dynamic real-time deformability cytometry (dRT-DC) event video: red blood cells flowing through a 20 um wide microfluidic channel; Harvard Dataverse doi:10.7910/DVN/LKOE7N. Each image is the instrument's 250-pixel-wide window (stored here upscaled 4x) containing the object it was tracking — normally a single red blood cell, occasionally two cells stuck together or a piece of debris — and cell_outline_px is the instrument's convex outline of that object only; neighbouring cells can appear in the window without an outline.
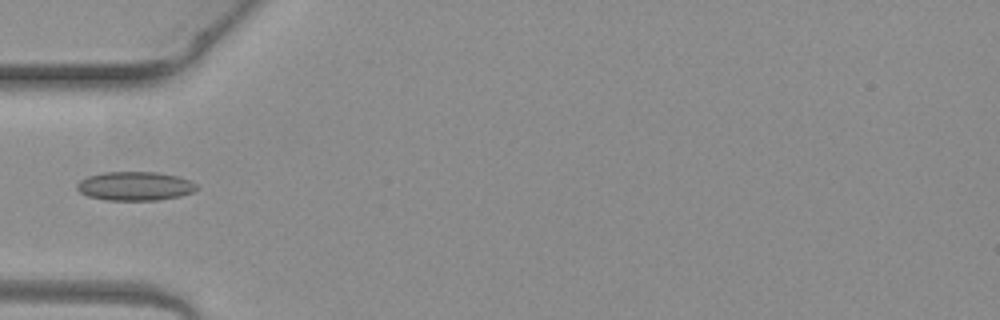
{"species": "common noctule bat (a hibernating species)", "species_latin": "Nyctalus noctula", "temperature_condition": "warm", "stored_images_in_passage": 4, "camera_frame_rate_fps": 3000, "um_per_image_px": 0.085, "animal": {"sex": "female", "body_mass_g": 19.3, "forearm_length_mm": 54.1}, "frame": {"image": 1, "passage_image": 3, "time_ms": 0.667, "image_size_px": [1000, 320], "cell_outline_px": [[200, 188], [192, 192], [180, 196], [156, 200], [108, 200], [88, 196], [80, 192], [76, 188], [76, 184], [80, 180], [88, 176], [104, 172], [156, 172], [176, 176], [188, 180], [196, 184]], "centroid_in_image_um": [11.46, 15.82], "position_along_channel_um": 73.5, "area_um2": 20.06}}
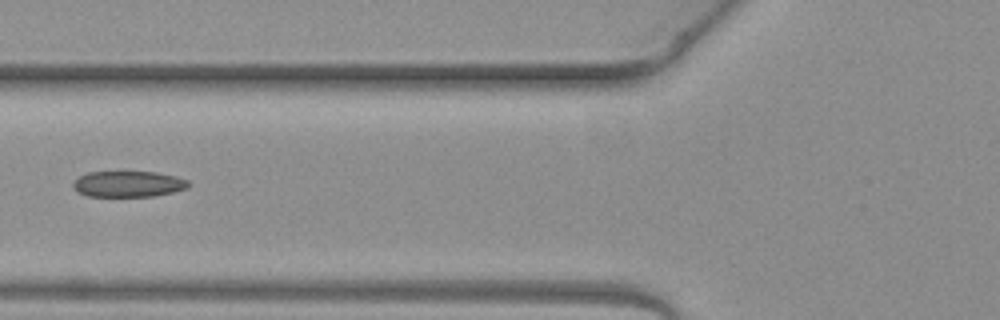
{"frame": {"image": 2, "passage_image": 4, "time_ms": 1.0, "image_size_px": [1000, 320], "cell_outline_px": [[192, 184], [188, 188], [172, 192], [152, 196], [88, 196], [80, 192], [72, 184], [80, 176], [88, 172], [156, 172], [176, 176], [188, 180]], "centroid_in_image_um": [10.97, 15.63], "position_along_channel_um": 114.8, "area_um2": 17.28}}